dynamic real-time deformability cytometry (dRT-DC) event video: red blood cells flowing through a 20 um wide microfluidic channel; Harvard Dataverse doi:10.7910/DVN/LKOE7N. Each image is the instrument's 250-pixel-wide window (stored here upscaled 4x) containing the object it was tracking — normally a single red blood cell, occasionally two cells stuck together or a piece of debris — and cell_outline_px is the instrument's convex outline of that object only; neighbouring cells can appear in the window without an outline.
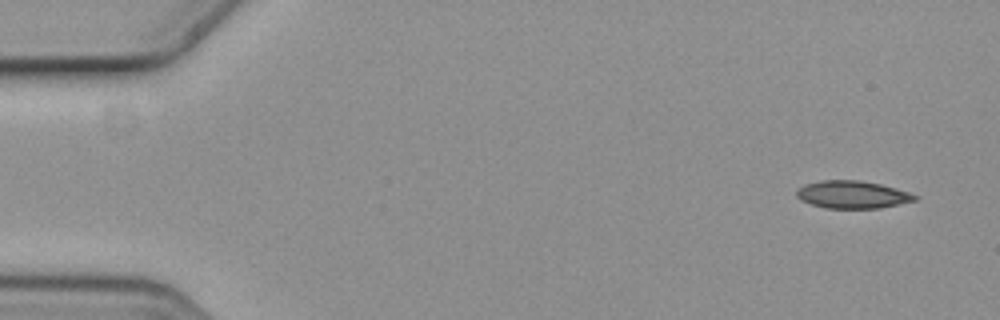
{"species": "common noctule bat (a hibernating species)", "species_latin": "Nyctalus noctula", "temperature_condition": "cold", "stored_images_in_passage": 5, "camera_frame_rate_fps": 3000, "um_per_image_px": 0.085, "animal": {"sex": "female", "body_mass_g": 19.3, "forearm_length_mm": 54.1}, "frame": {"image": 1, "passage_image": 1, "time_ms": 0.0, "image_size_px": [1000, 320], "cell_outline_px": [[920, 196], [916, 200], [880, 208], [824, 208], [800, 200], [796, 196], [796, 192], [804, 184], [820, 180], [856, 180], [880, 184], [896, 188]], "centroid_in_image_um": [72.45, 16.54], "position_along_channel_um": 12.6, "area_um2": 18.96}}
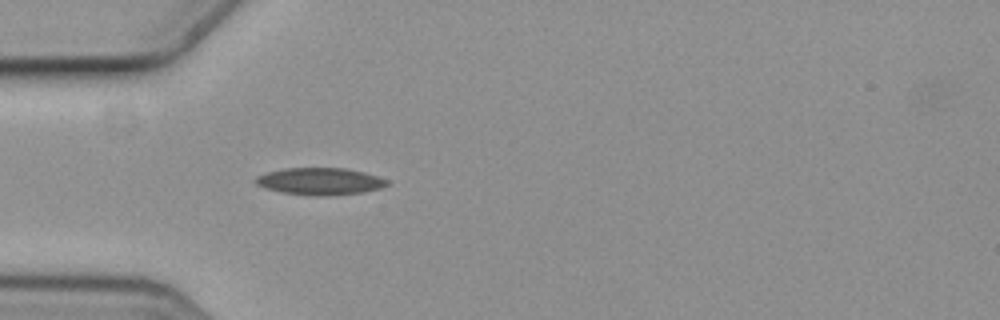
{"frame": {"image": 2, "passage_image": 5, "time_ms": 1.333, "image_size_px": [1000, 320], "cell_outline_px": [[392, 184], [380, 188], [364, 192], [328, 196], [316, 196], [284, 192], [264, 188], [256, 184], [252, 180], [256, 176], [268, 172], [284, 168], [344, 168], [364, 172], [388, 180]], "centroid_in_image_um": [27.2, 15.41], "position_along_channel_um": 57.8, "area_um2": 20.81}}